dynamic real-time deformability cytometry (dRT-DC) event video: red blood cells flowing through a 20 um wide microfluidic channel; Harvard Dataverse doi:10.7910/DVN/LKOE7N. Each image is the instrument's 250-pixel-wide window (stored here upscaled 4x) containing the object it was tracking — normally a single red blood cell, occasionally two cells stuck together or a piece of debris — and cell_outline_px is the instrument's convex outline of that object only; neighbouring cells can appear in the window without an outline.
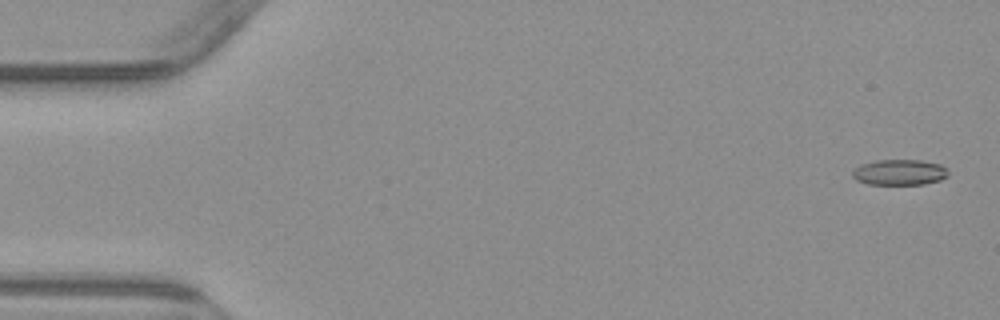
{"species": "common noctule bat (a hibernating species)", "species_latin": "Nyctalus noctula", "temperature_condition": "warm", "stored_images_in_passage": 4, "camera_frame_rate_fps": 3000, "um_per_image_px": 0.085, "animal": {"sex": "male", "body_mass_g": 23.1, "forearm_length_mm": 52.7}, "frame": {"image": 1, "passage_image": 1, "time_ms": 0.0, "image_size_px": [1000, 320], "cell_outline_px": [[948, 176], [940, 180], [924, 184], [868, 184], [856, 180], [852, 176], [852, 172], [860, 164], [876, 160], [920, 160], [940, 164], [948, 168]], "centroid_in_image_um": [76.47, 14.64], "position_along_channel_um": 8.5, "area_um2": 14.39}}
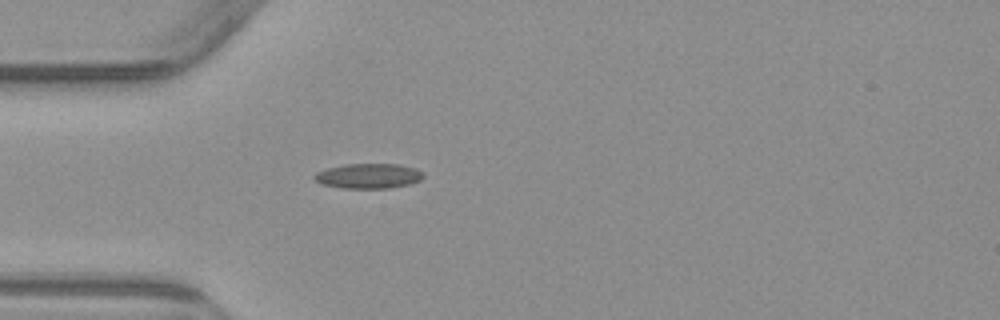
{"frame": {"image": 2, "passage_image": 4, "time_ms": 4.667, "image_size_px": [1000, 320], "cell_outline_px": [[424, 176], [420, 180], [408, 184], [388, 188], [344, 188], [320, 184], [312, 176], [316, 172], [328, 168], [344, 164], [400, 164], [416, 168], [424, 172]], "centroid_in_image_um": [31.33, 14.95], "position_along_channel_um": 53.7, "area_um2": 15.9}}